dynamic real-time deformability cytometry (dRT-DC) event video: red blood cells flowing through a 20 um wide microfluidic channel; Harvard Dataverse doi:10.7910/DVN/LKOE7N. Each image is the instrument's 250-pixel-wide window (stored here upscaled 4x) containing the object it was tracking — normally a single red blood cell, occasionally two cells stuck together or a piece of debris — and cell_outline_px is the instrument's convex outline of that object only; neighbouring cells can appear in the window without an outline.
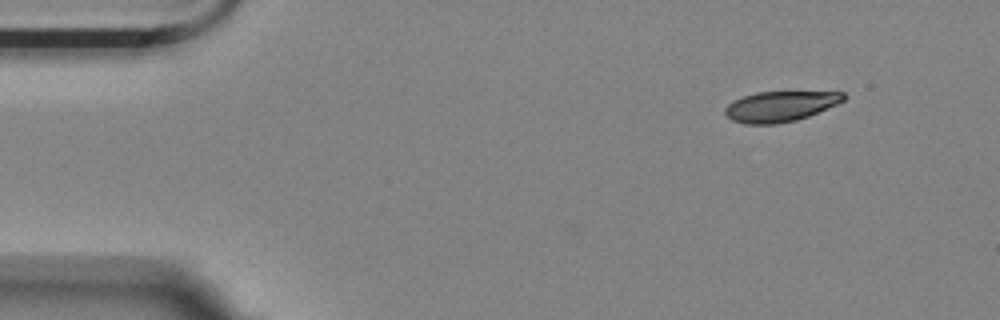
{"species": "Egyptian fruit bat (a non-hibernating species)", "species_latin": "Rousettus aegyptiacus", "temperature_condition": "room temperature", "stored_images_in_passage": 51, "camera_frame_rate_fps": 3000, "um_per_image_px": 0.085, "animal": {"sex": "female"}, "frame": {"image": 1, "passage_image": 1, "time_ms": 0.0, "image_size_px": [1000, 320], "cell_outline_px": [[844, 100], [836, 104], [808, 116], [796, 120], [776, 124], [744, 124], [732, 120], [724, 112], [724, 108], [732, 100], [756, 92], [844, 92]], "centroid_in_image_um": [66.27, 9.04], "position_along_channel_um": 18.7, "area_um2": 20.81}}
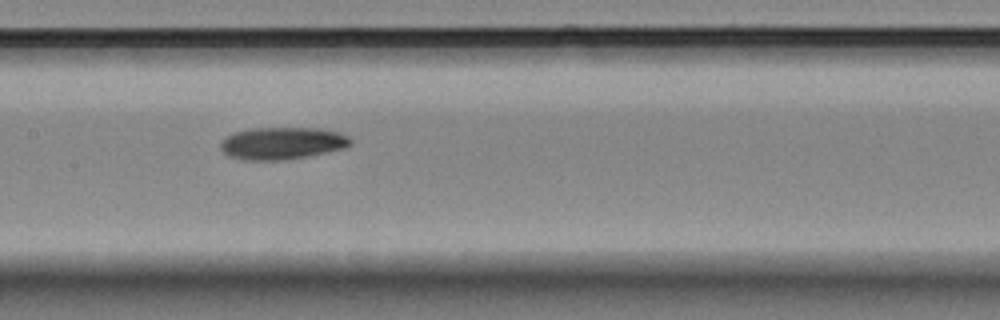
{"frame": {"image": 2, "passage_image": 22, "time_ms": 7.0, "image_size_px": [1000, 320], "cell_outline_px": [[352, 144], [344, 148], [308, 156], [284, 160], [244, 160], [228, 156], [220, 148], [220, 144], [228, 136], [236, 132], [252, 128], [320, 128], [340, 132], [348, 136], [352, 140]], "centroid_in_image_um": [24.02, 12.17], "position_along_channel_um": 183.4, "area_um2": 24.39}}
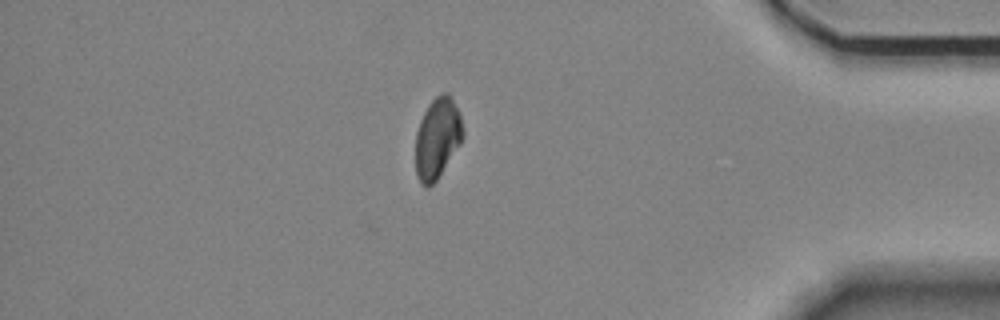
{"frame": {"image": 3, "passage_image": 43, "time_ms": 14.0, "image_size_px": [1000, 320], "cell_outline_px": [[464, 136], [460, 144], [436, 180], [432, 184], [424, 184], [420, 180], [416, 172], [416, 132], [420, 120], [428, 104], [440, 92], [448, 92], [460, 116], [464, 132]], "centroid_in_image_um": [37.18, 11.69], "position_along_channel_um": 398.0, "area_um2": 21.85}, "authors_computed_cell_mechanics": {"area_um2": 23.4668, "velocity_mm_per_s": 3.5494, "shape_relaxation_time_tau1_ms": 8.1237, "shape_relaxation_time_tau2_ms": null, "deformation_change_tau1": 0.1642, "deformation_change_tau2": null}}